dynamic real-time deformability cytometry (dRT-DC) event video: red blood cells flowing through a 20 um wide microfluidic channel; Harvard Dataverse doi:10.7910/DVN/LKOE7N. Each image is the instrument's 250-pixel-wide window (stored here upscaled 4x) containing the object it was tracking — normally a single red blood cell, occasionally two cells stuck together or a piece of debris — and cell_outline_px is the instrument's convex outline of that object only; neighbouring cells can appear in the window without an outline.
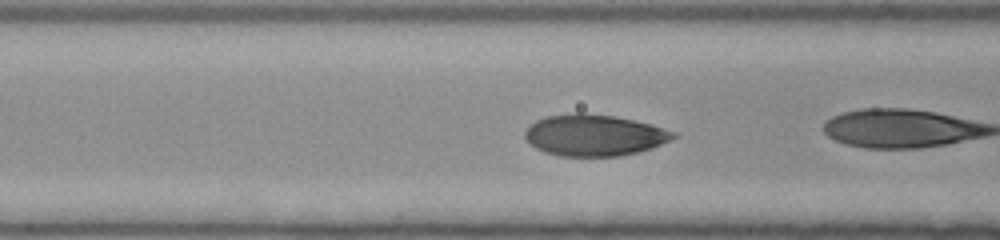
{"species": "human", "species_latin": "Homo sapiens", "temperature_condition": "room temperature", "stored_images_in_passage": 32, "camera_frame_rate_fps": 3000, "um_per_image_px": 0.085, "donor": {"sex": "female"}, "frame": {"image": 1, "passage_image": 14, "time_ms": 4.333, "image_size_px": [1000, 240], "cell_outline_px": [[680, 136], [652, 148], [620, 156], [560, 156], [544, 152], [528, 144], [524, 136], [524, 132], [536, 120], [544, 116], [576, 112], [584, 112], [612, 116], [652, 124], [676, 132]], "centroid_in_image_um": [50.51, 11.49], "position_along_channel_um": 116.1, "area_um2": 36.07}}